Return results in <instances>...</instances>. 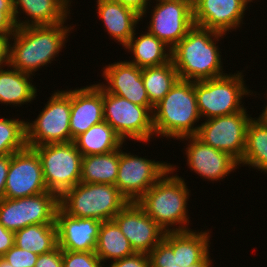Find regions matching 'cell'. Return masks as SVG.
I'll use <instances>...</instances> for the list:
<instances>
[{"instance_id": "8fae6325", "label": "cell", "mask_w": 267, "mask_h": 267, "mask_svg": "<svg viewBox=\"0 0 267 267\" xmlns=\"http://www.w3.org/2000/svg\"><path fill=\"white\" fill-rule=\"evenodd\" d=\"M156 1V4H155ZM149 5L143 15L151 13L150 21L146 26L147 31L163 41L171 49L186 36L188 31L194 26L193 3L182 0H154ZM152 5V8L151 7ZM151 10L150 12L148 10Z\"/></svg>"}, {"instance_id": "d4e9b609", "label": "cell", "mask_w": 267, "mask_h": 267, "mask_svg": "<svg viewBox=\"0 0 267 267\" xmlns=\"http://www.w3.org/2000/svg\"><path fill=\"white\" fill-rule=\"evenodd\" d=\"M6 68H0V104L14 107H22L29 102L31 104L39 92L31 82L33 75L21 72L10 65Z\"/></svg>"}, {"instance_id": "9c48e42d", "label": "cell", "mask_w": 267, "mask_h": 267, "mask_svg": "<svg viewBox=\"0 0 267 267\" xmlns=\"http://www.w3.org/2000/svg\"><path fill=\"white\" fill-rule=\"evenodd\" d=\"M153 108L144 107L108 93L103 88V113L106 121L125 143H148L154 139Z\"/></svg>"}, {"instance_id": "ab89813d", "label": "cell", "mask_w": 267, "mask_h": 267, "mask_svg": "<svg viewBox=\"0 0 267 267\" xmlns=\"http://www.w3.org/2000/svg\"><path fill=\"white\" fill-rule=\"evenodd\" d=\"M10 164V155L0 156V200L4 198L6 178Z\"/></svg>"}, {"instance_id": "ffe728a7", "label": "cell", "mask_w": 267, "mask_h": 267, "mask_svg": "<svg viewBox=\"0 0 267 267\" xmlns=\"http://www.w3.org/2000/svg\"><path fill=\"white\" fill-rule=\"evenodd\" d=\"M104 121L103 87L94 83L71 89L70 134L72 141L91 126Z\"/></svg>"}, {"instance_id": "d6a6232c", "label": "cell", "mask_w": 267, "mask_h": 267, "mask_svg": "<svg viewBox=\"0 0 267 267\" xmlns=\"http://www.w3.org/2000/svg\"><path fill=\"white\" fill-rule=\"evenodd\" d=\"M63 267H105L106 265L91 252H72L62 250Z\"/></svg>"}, {"instance_id": "4316f807", "label": "cell", "mask_w": 267, "mask_h": 267, "mask_svg": "<svg viewBox=\"0 0 267 267\" xmlns=\"http://www.w3.org/2000/svg\"><path fill=\"white\" fill-rule=\"evenodd\" d=\"M73 142L82 156L105 154L119 149L124 144L106 121L91 126L86 132L77 136Z\"/></svg>"}, {"instance_id": "2e32d148", "label": "cell", "mask_w": 267, "mask_h": 267, "mask_svg": "<svg viewBox=\"0 0 267 267\" xmlns=\"http://www.w3.org/2000/svg\"><path fill=\"white\" fill-rule=\"evenodd\" d=\"M113 220L135 253L148 254L166 233L136 202H129Z\"/></svg>"}, {"instance_id": "484cf974", "label": "cell", "mask_w": 267, "mask_h": 267, "mask_svg": "<svg viewBox=\"0 0 267 267\" xmlns=\"http://www.w3.org/2000/svg\"><path fill=\"white\" fill-rule=\"evenodd\" d=\"M252 118L246 130V145L239 166H248L267 174V121Z\"/></svg>"}, {"instance_id": "1f68e13d", "label": "cell", "mask_w": 267, "mask_h": 267, "mask_svg": "<svg viewBox=\"0 0 267 267\" xmlns=\"http://www.w3.org/2000/svg\"><path fill=\"white\" fill-rule=\"evenodd\" d=\"M26 147L25 119L0 117V156L12 155Z\"/></svg>"}, {"instance_id": "ba28073f", "label": "cell", "mask_w": 267, "mask_h": 267, "mask_svg": "<svg viewBox=\"0 0 267 267\" xmlns=\"http://www.w3.org/2000/svg\"><path fill=\"white\" fill-rule=\"evenodd\" d=\"M40 157L47 190L60 197L81 180L83 156L75 143H50L33 147Z\"/></svg>"}, {"instance_id": "ac0fdd59", "label": "cell", "mask_w": 267, "mask_h": 267, "mask_svg": "<svg viewBox=\"0 0 267 267\" xmlns=\"http://www.w3.org/2000/svg\"><path fill=\"white\" fill-rule=\"evenodd\" d=\"M101 75L106 81L99 84L108 93L144 107H154L144 86L142 68L127 60H121L103 67Z\"/></svg>"}, {"instance_id": "8d00e7d4", "label": "cell", "mask_w": 267, "mask_h": 267, "mask_svg": "<svg viewBox=\"0 0 267 267\" xmlns=\"http://www.w3.org/2000/svg\"><path fill=\"white\" fill-rule=\"evenodd\" d=\"M35 267H63L62 250L57 246L51 252L39 255Z\"/></svg>"}, {"instance_id": "277c9868", "label": "cell", "mask_w": 267, "mask_h": 267, "mask_svg": "<svg viewBox=\"0 0 267 267\" xmlns=\"http://www.w3.org/2000/svg\"><path fill=\"white\" fill-rule=\"evenodd\" d=\"M199 120L202 119L197 108L195 81L178 79L153 108L155 136L168 141L195 136Z\"/></svg>"}, {"instance_id": "3957f363", "label": "cell", "mask_w": 267, "mask_h": 267, "mask_svg": "<svg viewBox=\"0 0 267 267\" xmlns=\"http://www.w3.org/2000/svg\"><path fill=\"white\" fill-rule=\"evenodd\" d=\"M176 167L171 164V168L136 201L165 232L192 230L188 226L187 206L191 192L185 179L174 174L178 170Z\"/></svg>"}, {"instance_id": "d590c367", "label": "cell", "mask_w": 267, "mask_h": 267, "mask_svg": "<svg viewBox=\"0 0 267 267\" xmlns=\"http://www.w3.org/2000/svg\"><path fill=\"white\" fill-rule=\"evenodd\" d=\"M108 264L109 267H150V259L148 254L134 253L131 256L115 260L111 264L109 262Z\"/></svg>"}, {"instance_id": "9a60e30c", "label": "cell", "mask_w": 267, "mask_h": 267, "mask_svg": "<svg viewBox=\"0 0 267 267\" xmlns=\"http://www.w3.org/2000/svg\"><path fill=\"white\" fill-rule=\"evenodd\" d=\"M185 141L184 146L186 164L191 172L198 174L203 180L218 182L223 181L231 172L238 169V161L229 153L215 149L203 143L196 136H189L179 139Z\"/></svg>"}, {"instance_id": "74e56055", "label": "cell", "mask_w": 267, "mask_h": 267, "mask_svg": "<svg viewBox=\"0 0 267 267\" xmlns=\"http://www.w3.org/2000/svg\"><path fill=\"white\" fill-rule=\"evenodd\" d=\"M16 28L15 12L0 11V35L10 37Z\"/></svg>"}, {"instance_id": "bcb514c9", "label": "cell", "mask_w": 267, "mask_h": 267, "mask_svg": "<svg viewBox=\"0 0 267 267\" xmlns=\"http://www.w3.org/2000/svg\"><path fill=\"white\" fill-rule=\"evenodd\" d=\"M0 267H13L11 264H9L6 260L1 258L0 260Z\"/></svg>"}, {"instance_id": "e575fe53", "label": "cell", "mask_w": 267, "mask_h": 267, "mask_svg": "<svg viewBox=\"0 0 267 267\" xmlns=\"http://www.w3.org/2000/svg\"><path fill=\"white\" fill-rule=\"evenodd\" d=\"M38 256L29 250H23L13 245L2 258L13 267H35Z\"/></svg>"}, {"instance_id": "8992f818", "label": "cell", "mask_w": 267, "mask_h": 267, "mask_svg": "<svg viewBox=\"0 0 267 267\" xmlns=\"http://www.w3.org/2000/svg\"><path fill=\"white\" fill-rule=\"evenodd\" d=\"M222 77L195 81L197 108L203 120L242 111L246 96H254L245 84L244 70Z\"/></svg>"}, {"instance_id": "4fadbf2b", "label": "cell", "mask_w": 267, "mask_h": 267, "mask_svg": "<svg viewBox=\"0 0 267 267\" xmlns=\"http://www.w3.org/2000/svg\"><path fill=\"white\" fill-rule=\"evenodd\" d=\"M120 147L118 176L115 186L129 201L136 202L150 187H152L167 171L171 164L154 159L142 158L123 151Z\"/></svg>"}, {"instance_id": "7bdbcfd3", "label": "cell", "mask_w": 267, "mask_h": 267, "mask_svg": "<svg viewBox=\"0 0 267 267\" xmlns=\"http://www.w3.org/2000/svg\"><path fill=\"white\" fill-rule=\"evenodd\" d=\"M212 259L210 258V252L198 263L187 267H213ZM185 267V266H184Z\"/></svg>"}, {"instance_id": "30bf717a", "label": "cell", "mask_w": 267, "mask_h": 267, "mask_svg": "<svg viewBox=\"0 0 267 267\" xmlns=\"http://www.w3.org/2000/svg\"><path fill=\"white\" fill-rule=\"evenodd\" d=\"M59 197L50 191L18 198L0 200V224L17 232L33 224L56 223Z\"/></svg>"}, {"instance_id": "603a6c76", "label": "cell", "mask_w": 267, "mask_h": 267, "mask_svg": "<svg viewBox=\"0 0 267 267\" xmlns=\"http://www.w3.org/2000/svg\"><path fill=\"white\" fill-rule=\"evenodd\" d=\"M208 229L166 232L164 240L172 247L180 267H187L200 262L210 252L211 235Z\"/></svg>"}, {"instance_id": "d6986e66", "label": "cell", "mask_w": 267, "mask_h": 267, "mask_svg": "<svg viewBox=\"0 0 267 267\" xmlns=\"http://www.w3.org/2000/svg\"><path fill=\"white\" fill-rule=\"evenodd\" d=\"M55 222L58 247L61 250L72 252L95 251L101 220L73 217L58 207Z\"/></svg>"}, {"instance_id": "f6af8a7d", "label": "cell", "mask_w": 267, "mask_h": 267, "mask_svg": "<svg viewBox=\"0 0 267 267\" xmlns=\"http://www.w3.org/2000/svg\"><path fill=\"white\" fill-rule=\"evenodd\" d=\"M266 99H267V93H266ZM263 108L264 109L262 110V113L258 117H260L261 119L267 121V102H266V105Z\"/></svg>"}, {"instance_id": "52a82bcc", "label": "cell", "mask_w": 267, "mask_h": 267, "mask_svg": "<svg viewBox=\"0 0 267 267\" xmlns=\"http://www.w3.org/2000/svg\"><path fill=\"white\" fill-rule=\"evenodd\" d=\"M56 90L48 97L34 121H26L27 147L72 142L70 134L71 88Z\"/></svg>"}, {"instance_id": "5b68a950", "label": "cell", "mask_w": 267, "mask_h": 267, "mask_svg": "<svg viewBox=\"0 0 267 267\" xmlns=\"http://www.w3.org/2000/svg\"><path fill=\"white\" fill-rule=\"evenodd\" d=\"M129 201L113 184L78 183L59 197V207L77 218L113 220Z\"/></svg>"}, {"instance_id": "83f0119b", "label": "cell", "mask_w": 267, "mask_h": 267, "mask_svg": "<svg viewBox=\"0 0 267 267\" xmlns=\"http://www.w3.org/2000/svg\"><path fill=\"white\" fill-rule=\"evenodd\" d=\"M119 160L120 148L105 154L83 156L80 183L115 185Z\"/></svg>"}, {"instance_id": "7a4b0ae2", "label": "cell", "mask_w": 267, "mask_h": 267, "mask_svg": "<svg viewBox=\"0 0 267 267\" xmlns=\"http://www.w3.org/2000/svg\"><path fill=\"white\" fill-rule=\"evenodd\" d=\"M226 35L194 25L171 49V59L179 79L201 81L226 75L217 45Z\"/></svg>"}, {"instance_id": "f35d334b", "label": "cell", "mask_w": 267, "mask_h": 267, "mask_svg": "<svg viewBox=\"0 0 267 267\" xmlns=\"http://www.w3.org/2000/svg\"><path fill=\"white\" fill-rule=\"evenodd\" d=\"M14 245V232L0 224V256H3Z\"/></svg>"}, {"instance_id": "7402d4cb", "label": "cell", "mask_w": 267, "mask_h": 267, "mask_svg": "<svg viewBox=\"0 0 267 267\" xmlns=\"http://www.w3.org/2000/svg\"><path fill=\"white\" fill-rule=\"evenodd\" d=\"M96 13L110 39L123 47L134 35L141 16L134 10L113 0H96Z\"/></svg>"}, {"instance_id": "7dc6e473", "label": "cell", "mask_w": 267, "mask_h": 267, "mask_svg": "<svg viewBox=\"0 0 267 267\" xmlns=\"http://www.w3.org/2000/svg\"><path fill=\"white\" fill-rule=\"evenodd\" d=\"M246 6H247V8H248V4L249 5H251L250 3L252 2L253 3V1L254 0H241Z\"/></svg>"}, {"instance_id": "ee69618b", "label": "cell", "mask_w": 267, "mask_h": 267, "mask_svg": "<svg viewBox=\"0 0 267 267\" xmlns=\"http://www.w3.org/2000/svg\"><path fill=\"white\" fill-rule=\"evenodd\" d=\"M0 11H14L13 0H0Z\"/></svg>"}, {"instance_id": "836d02e7", "label": "cell", "mask_w": 267, "mask_h": 267, "mask_svg": "<svg viewBox=\"0 0 267 267\" xmlns=\"http://www.w3.org/2000/svg\"><path fill=\"white\" fill-rule=\"evenodd\" d=\"M150 267H180L172 247L162 239L149 253Z\"/></svg>"}, {"instance_id": "f546056e", "label": "cell", "mask_w": 267, "mask_h": 267, "mask_svg": "<svg viewBox=\"0 0 267 267\" xmlns=\"http://www.w3.org/2000/svg\"><path fill=\"white\" fill-rule=\"evenodd\" d=\"M14 245L37 255L51 252L58 246L56 223L33 224L14 233Z\"/></svg>"}, {"instance_id": "6da1fadb", "label": "cell", "mask_w": 267, "mask_h": 267, "mask_svg": "<svg viewBox=\"0 0 267 267\" xmlns=\"http://www.w3.org/2000/svg\"><path fill=\"white\" fill-rule=\"evenodd\" d=\"M65 23L16 28L10 36L9 65L34 75L53 63L74 30L73 26Z\"/></svg>"}, {"instance_id": "44dd1931", "label": "cell", "mask_w": 267, "mask_h": 267, "mask_svg": "<svg viewBox=\"0 0 267 267\" xmlns=\"http://www.w3.org/2000/svg\"><path fill=\"white\" fill-rule=\"evenodd\" d=\"M72 2V0H13L16 27L54 25L67 22L70 18L69 14H71ZM22 13L23 16H27L23 17L24 20L20 19Z\"/></svg>"}, {"instance_id": "b9f144b4", "label": "cell", "mask_w": 267, "mask_h": 267, "mask_svg": "<svg viewBox=\"0 0 267 267\" xmlns=\"http://www.w3.org/2000/svg\"><path fill=\"white\" fill-rule=\"evenodd\" d=\"M10 37L0 35V68L9 65Z\"/></svg>"}, {"instance_id": "5bb4252c", "label": "cell", "mask_w": 267, "mask_h": 267, "mask_svg": "<svg viewBox=\"0 0 267 267\" xmlns=\"http://www.w3.org/2000/svg\"><path fill=\"white\" fill-rule=\"evenodd\" d=\"M42 163L33 148L10 155L4 198L18 199L47 192Z\"/></svg>"}, {"instance_id": "4dcf8cb0", "label": "cell", "mask_w": 267, "mask_h": 267, "mask_svg": "<svg viewBox=\"0 0 267 267\" xmlns=\"http://www.w3.org/2000/svg\"><path fill=\"white\" fill-rule=\"evenodd\" d=\"M142 79L150 103L155 106L179 79L172 59L162 65L142 68Z\"/></svg>"}, {"instance_id": "e0dca14e", "label": "cell", "mask_w": 267, "mask_h": 267, "mask_svg": "<svg viewBox=\"0 0 267 267\" xmlns=\"http://www.w3.org/2000/svg\"><path fill=\"white\" fill-rule=\"evenodd\" d=\"M246 10L241 0H194V25L224 34L236 32L246 24L243 23Z\"/></svg>"}, {"instance_id": "60d3db41", "label": "cell", "mask_w": 267, "mask_h": 267, "mask_svg": "<svg viewBox=\"0 0 267 267\" xmlns=\"http://www.w3.org/2000/svg\"><path fill=\"white\" fill-rule=\"evenodd\" d=\"M125 7H128L138 13L140 16L143 15L144 11L152 3L151 0H113ZM151 2V3H150Z\"/></svg>"}, {"instance_id": "f1b7e54d", "label": "cell", "mask_w": 267, "mask_h": 267, "mask_svg": "<svg viewBox=\"0 0 267 267\" xmlns=\"http://www.w3.org/2000/svg\"><path fill=\"white\" fill-rule=\"evenodd\" d=\"M95 253L105 264L107 260L113 262L135 252L117 223L114 220H106L101 223Z\"/></svg>"}, {"instance_id": "cb8c5ba5", "label": "cell", "mask_w": 267, "mask_h": 267, "mask_svg": "<svg viewBox=\"0 0 267 267\" xmlns=\"http://www.w3.org/2000/svg\"><path fill=\"white\" fill-rule=\"evenodd\" d=\"M145 32H141L138 36L139 33L135 30L134 35L124 46V50H128L129 54L131 52L133 58L127 61L139 68L159 66L169 62L171 48L147 30Z\"/></svg>"}, {"instance_id": "7c38bea8", "label": "cell", "mask_w": 267, "mask_h": 267, "mask_svg": "<svg viewBox=\"0 0 267 267\" xmlns=\"http://www.w3.org/2000/svg\"><path fill=\"white\" fill-rule=\"evenodd\" d=\"M244 108L240 112L219 116L200 124L195 135L203 143L227 152L238 162L242 159L246 145V130L251 115Z\"/></svg>"}, {"instance_id": "c3c4849f", "label": "cell", "mask_w": 267, "mask_h": 267, "mask_svg": "<svg viewBox=\"0 0 267 267\" xmlns=\"http://www.w3.org/2000/svg\"><path fill=\"white\" fill-rule=\"evenodd\" d=\"M152 1H153V0H152ZM182 1L194 2V0H182Z\"/></svg>"}]
</instances>
